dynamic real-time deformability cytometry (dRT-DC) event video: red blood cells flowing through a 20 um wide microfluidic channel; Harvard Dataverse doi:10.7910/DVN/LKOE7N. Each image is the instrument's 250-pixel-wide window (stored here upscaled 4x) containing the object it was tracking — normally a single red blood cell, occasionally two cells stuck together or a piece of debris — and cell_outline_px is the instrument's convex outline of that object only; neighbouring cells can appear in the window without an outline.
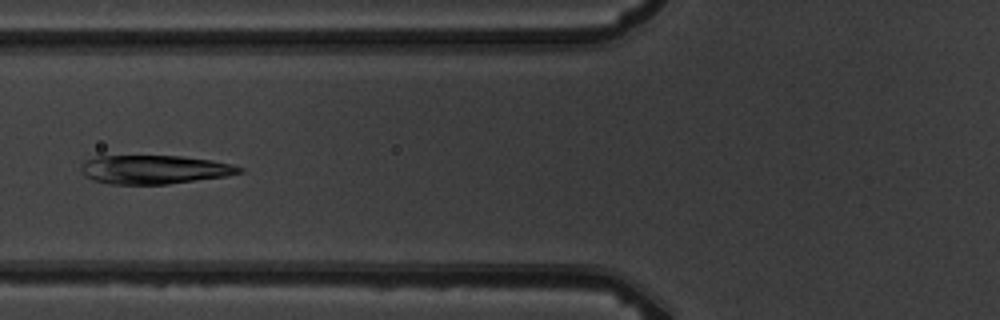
{"species": "common noctule bat (a hibernating species)", "species_latin": "Nyctalus noctula", "temperature_condition": "warm", "stored_images_in_passage": 5, "camera_frame_rate_fps": 3000, "um_per_image_px": 0.085, "animal": {"sex": "male", "body_mass_g": 19.5, "forearm_length_mm": 54.6}, "frame": {"image": 1, "passage_image": 5, "time_ms": 5.667, "image_size_px": [1000, 320], "cell_outline_px": [[244, 172], [228, 176], [168, 184], [112, 184], [92, 180], [84, 176], [80, 172], [80, 168], [84, 160], [96, 156], [184, 156], [212, 160], [232, 164], [244, 168]], "centroid_in_image_um": [13.13, 14.41], "position_along_channel_um": 112.7, "area_um2": 26.82}}